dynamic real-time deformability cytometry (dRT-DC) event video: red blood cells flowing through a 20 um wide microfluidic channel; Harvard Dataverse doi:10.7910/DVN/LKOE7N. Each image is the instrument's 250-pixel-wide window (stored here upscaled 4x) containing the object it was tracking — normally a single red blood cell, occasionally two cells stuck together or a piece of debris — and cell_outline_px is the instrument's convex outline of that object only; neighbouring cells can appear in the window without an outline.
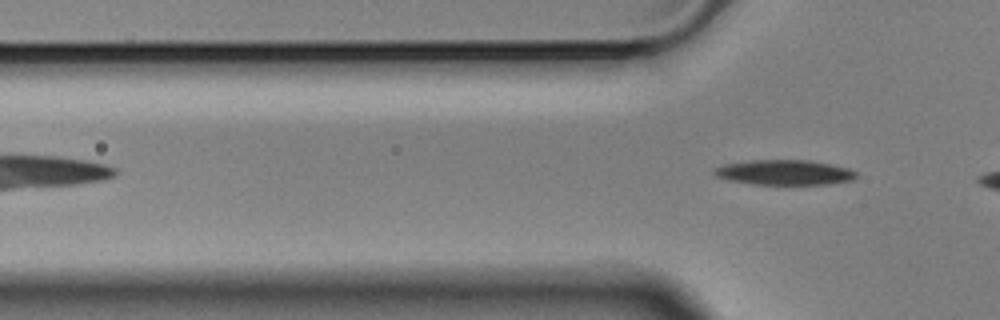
{"species": "Egyptian fruit bat (a non-hibernating species)", "species_latin": "Rousettus aegyptiacus", "temperature_condition": "cold", "stored_images_in_passage": 5, "camera_frame_rate_fps": 3000, "um_per_image_px": 0.085, "animal": {"sex": "male"}, "frame": {"image": 1, "passage_image": 5, "time_ms": 1.333, "image_size_px": [1000, 320], "cell_outline_px": [[856, 176], [852, 180], [828, 184], [752, 184], [732, 180], [716, 176], [712, 172], [716, 168], [724, 164], [752, 160], [808, 160], [832, 164], [848, 168], [856, 172]], "centroid_in_image_um": [66.69, 14.65], "position_along_channel_um": 59.1, "area_um2": 20.52}}